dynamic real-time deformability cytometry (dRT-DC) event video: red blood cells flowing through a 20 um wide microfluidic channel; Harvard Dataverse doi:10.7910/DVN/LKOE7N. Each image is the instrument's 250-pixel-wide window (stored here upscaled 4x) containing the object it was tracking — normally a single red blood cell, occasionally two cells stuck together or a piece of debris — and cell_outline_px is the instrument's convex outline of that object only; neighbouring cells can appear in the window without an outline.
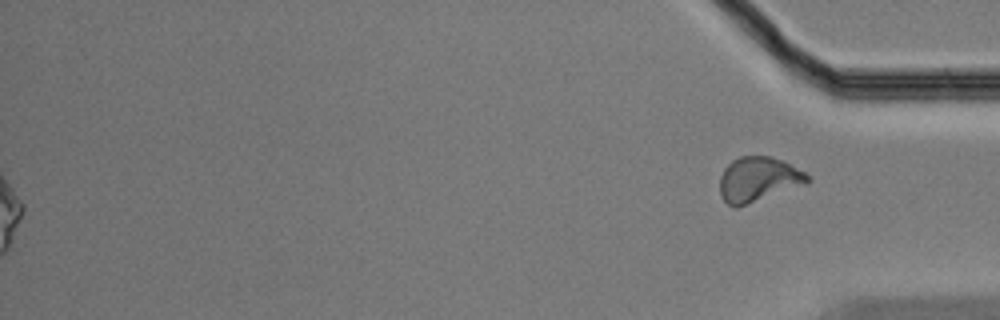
{"species": "Egyptian fruit bat (a non-hibernating species)", "species_latin": "Rousettus aegyptiacus", "temperature_condition": "cold", "stored_images_in_passage": 42, "segment_of_instrument_passage": [2, 2], "camera_frame_rate_fps": 3000, "um_per_image_px": 0.085, "animal": {"sex": "male"}, "frame": {"image": 1, "passage_image": 42, "time_ms": 13.667, "image_size_px": [1000, 320], "cell_outline_px": [[812, 180], [808, 184], [736, 208], [732, 208], [720, 196], [720, 176], [724, 168], [732, 160], [740, 156], [772, 156], [784, 160], [804, 172]], "centroid_in_image_um": [64.46, 15.25], "position_along_channel_um": 370.7, "area_um2": 23.24}}